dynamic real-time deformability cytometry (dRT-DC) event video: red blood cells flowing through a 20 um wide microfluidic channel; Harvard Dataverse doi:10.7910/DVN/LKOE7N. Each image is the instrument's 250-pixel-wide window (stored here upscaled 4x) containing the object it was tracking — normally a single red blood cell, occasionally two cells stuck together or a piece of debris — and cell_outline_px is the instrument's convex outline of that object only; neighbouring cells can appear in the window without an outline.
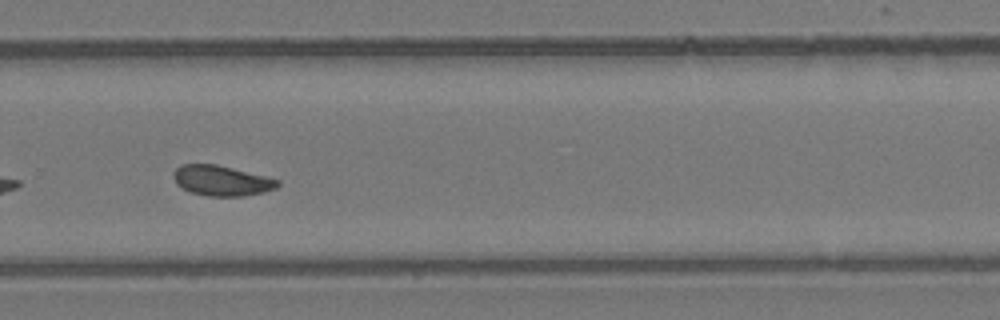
{"species": "common noctule bat (a hibernating species)", "species_latin": "Nyctalus noctula", "temperature_condition": "room temperature", "stored_images_in_passage": 28, "camera_frame_rate_fps": 3000, "um_per_image_px": 0.085, "animal": {"sex": "female", "body_mass_g": 24.6, "forearm_length_mm": 56.2}, "frame": {"image": 1, "passage_image": 20, "time_ms": 6.333, "image_size_px": [1000, 320], "cell_outline_px": [[280, 184], [276, 188], [264, 192], [244, 196], [208, 196], [192, 192], [176, 184], [172, 176], [172, 172], [180, 164], [216, 164], [280, 180]], "centroid_in_image_um": [18.81, 15.35], "position_along_channel_um": 311.0, "area_um2": 18.32}}